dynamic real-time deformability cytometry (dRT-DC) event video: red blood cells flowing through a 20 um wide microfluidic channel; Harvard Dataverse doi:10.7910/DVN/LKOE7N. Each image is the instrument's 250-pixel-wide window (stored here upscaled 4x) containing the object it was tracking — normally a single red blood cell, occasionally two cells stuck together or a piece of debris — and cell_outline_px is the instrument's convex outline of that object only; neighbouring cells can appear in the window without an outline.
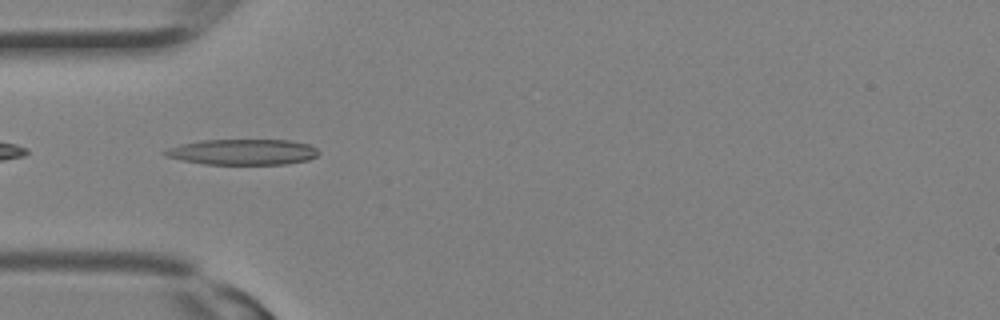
{"species": "Egyptian fruit bat (a non-hibernating species)", "species_latin": "Rousettus aegyptiacus", "temperature_condition": "room temperature", "stored_images_in_passage": 21, "camera_frame_rate_fps": 3000, "um_per_image_px": 0.085, "animal": {"sex": "female"}, "frame": {"image": 1, "passage_image": 10, "time_ms": 3.0, "image_size_px": [1000, 320], "cell_outline_px": [[320, 152], [316, 156], [308, 160], [284, 164], [204, 164], [180, 160], [164, 156], [160, 152], [168, 148], [180, 144], [200, 140], [288, 140], [308, 144], [316, 148]], "centroid_in_image_um": [20.58, 12.92], "position_along_channel_um": 64.4, "area_um2": 23.12}}
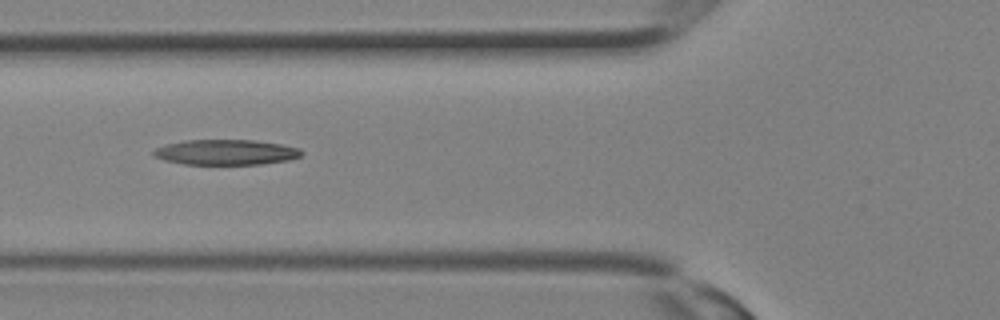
{"frame": {"image": 2, "passage_image": 12, "time_ms": 3.667, "image_size_px": [1000, 320], "cell_outline_px": [[304, 152], [300, 156], [288, 160], [260, 164], [184, 164], [164, 160], [152, 156], [152, 152], [156, 148], [164, 144], [184, 140], [256, 140], [284, 144], [300, 148]], "centroid_in_image_um": [19.2, 12.93], "position_along_channel_um": 106.6, "area_um2": 22.02}}
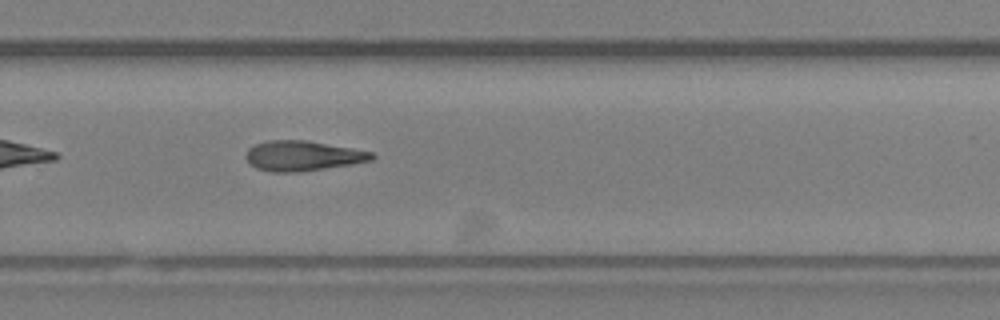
{"frame": {"image": 3, "passage_image": 21, "time_ms": 6.667, "image_size_px": [1000, 320], "cell_outline_px": [[376, 156], [372, 160], [352, 164], [296, 172], [272, 172], [256, 168], [244, 156], [248, 148], [256, 144], [268, 140], [304, 140], [352, 148], [372, 152]], "centroid_in_image_um": [25.72, 13.24], "position_along_channel_um": 304.1, "area_um2": 21.85}}